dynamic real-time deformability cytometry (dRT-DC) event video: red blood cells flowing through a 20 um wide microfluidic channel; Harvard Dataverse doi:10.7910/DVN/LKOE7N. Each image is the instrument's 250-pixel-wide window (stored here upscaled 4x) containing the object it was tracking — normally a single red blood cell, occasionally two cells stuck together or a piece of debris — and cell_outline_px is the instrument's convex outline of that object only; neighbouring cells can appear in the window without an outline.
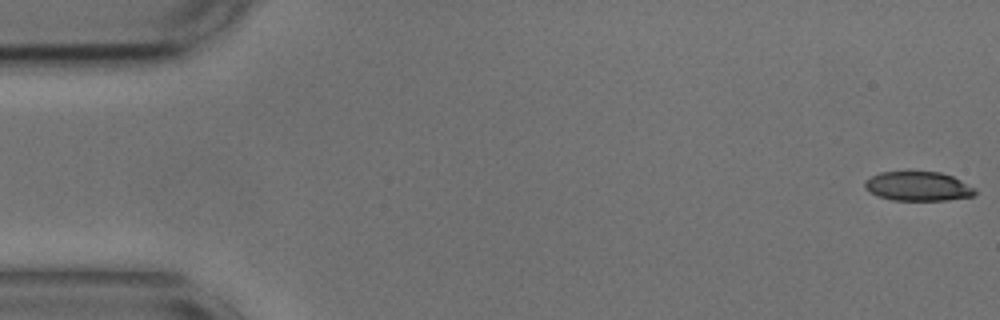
{"species": "common noctule bat (a hibernating species)", "species_latin": "Nyctalus noctula", "temperature_condition": "cold", "stored_images_in_passage": 7, "camera_frame_rate_fps": 3000, "um_per_image_px": 0.085, "animal": {"sex": "male", "body_mass_g": 17.9, "forearm_length_mm": 54.2}, "frame": {"image": 1, "passage_image": 1, "time_ms": 0.0, "image_size_px": [1000, 320], "cell_outline_px": [[976, 192], [972, 196], [948, 200], [892, 200], [880, 196], [864, 188], [864, 184], [872, 176], [880, 172], [908, 168], [940, 172], [952, 176], [960, 180], [972, 188]], "centroid_in_image_um": [77.99, 15.77], "position_along_channel_um": 7.0, "area_um2": 19.25}}